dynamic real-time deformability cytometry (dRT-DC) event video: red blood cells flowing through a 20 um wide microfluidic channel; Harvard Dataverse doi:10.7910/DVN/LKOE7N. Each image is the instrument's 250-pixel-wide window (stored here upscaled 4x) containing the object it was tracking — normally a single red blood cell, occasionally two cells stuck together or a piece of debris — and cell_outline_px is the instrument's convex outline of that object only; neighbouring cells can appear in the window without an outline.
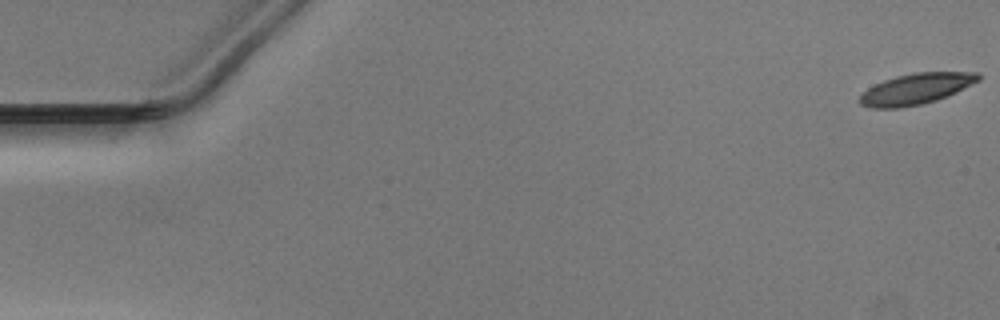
{"species": "Egyptian fruit bat (a non-hibernating species)", "species_latin": "Rousettus aegyptiacus", "temperature_condition": "warm", "stored_images_in_passage": 13, "camera_frame_rate_fps": 3000, "um_per_image_px": 0.085, "animal": {"sex": "male"}, "frame": {"image": 1, "passage_image": 1, "time_ms": 0.0, "image_size_px": [1000, 320], "cell_outline_px": [[980, 80], [948, 96], [936, 100], [920, 104], [900, 108], [872, 108], [860, 104], [860, 96], [868, 88], [884, 80], [896, 76], [912, 72], [980, 72]], "centroid_in_image_um": [77.88, 7.54], "position_along_channel_um": 7.1, "area_um2": 21.27}}